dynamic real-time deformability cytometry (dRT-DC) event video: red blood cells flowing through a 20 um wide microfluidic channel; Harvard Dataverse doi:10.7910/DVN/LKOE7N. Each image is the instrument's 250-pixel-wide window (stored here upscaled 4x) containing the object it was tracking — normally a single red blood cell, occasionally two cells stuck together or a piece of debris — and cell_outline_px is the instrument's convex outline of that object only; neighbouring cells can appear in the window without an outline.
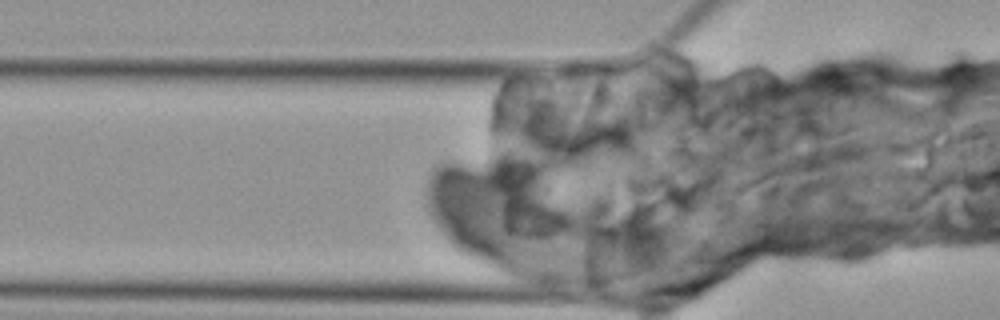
{"species": "Egyptian fruit bat (a non-hibernating species)", "species_latin": "Rousettus aegyptiacus", "temperature_condition": "cold", "stored_images_in_passage": 4, "camera_frame_rate_fps": 3000, "um_per_image_px": 0.085, "animal": {"sex": "female"}, "frame": {"image": 1, "passage_image": 3, "time_ms": 6.333, "image_size_px": [1000, 320], "cell_outline_px": [[516, 252], [500, 268], [488, 260], [460, 240], [436, 216], [432, 204], [432, 188], [436, 172], [444, 168], [456, 168], [516, 248]], "centroid_in_image_um": [39.89, 18.48], "position_along_channel_um": 85.9, "area_um2": 29.36}}